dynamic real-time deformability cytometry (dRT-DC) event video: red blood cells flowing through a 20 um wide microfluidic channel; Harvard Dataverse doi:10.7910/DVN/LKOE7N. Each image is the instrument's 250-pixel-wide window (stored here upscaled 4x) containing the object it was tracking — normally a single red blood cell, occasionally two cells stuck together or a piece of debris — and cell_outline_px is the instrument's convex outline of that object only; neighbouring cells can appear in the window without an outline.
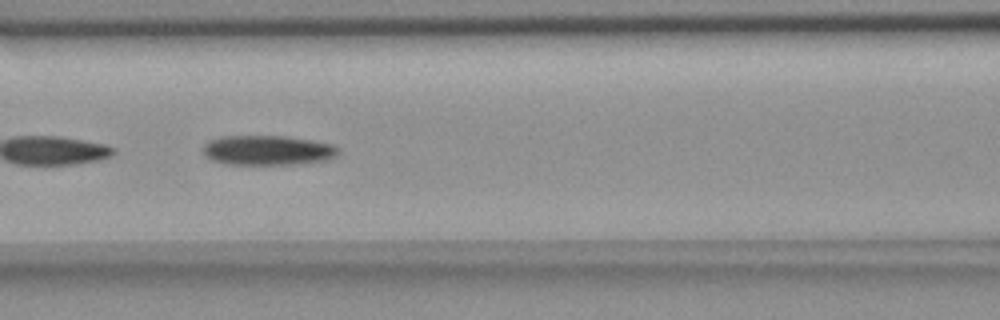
{"species": "common noctule bat (a hibernating species)", "species_latin": "Nyctalus noctula", "temperature_condition": "room temperature", "stored_images_in_passage": 9, "camera_frame_rate_fps": 3000, "um_per_image_px": 0.085, "animal": {"sex": "female", "body_mass_g": 18.4}, "frame": {"image": 1, "passage_image": 6, "time_ms": 5.667, "image_size_px": [1000, 320], "cell_outline_px": [[340, 152], [332, 160], [300, 164], [228, 164], [212, 160], [204, 156], [200, 148], [208, 140], [220, 136], [288, 136], [312, 140], [332, 144], [340, 148]], "centroid_in_image_um": [22.77, 12.77], "position_along_channel_um": 143.8, "area_um2": 24.04}}
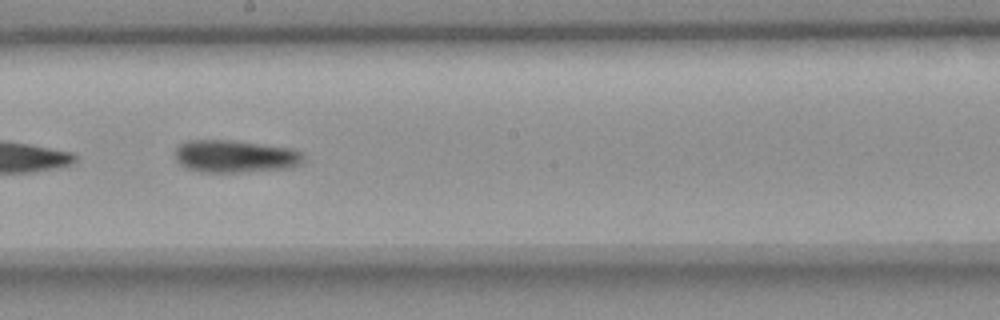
{"frame": {"image": 2, "passage_image": 8, "time_ms": 8.0, "image_size_px": [1000, 320], "cell_outline_px": [[304, 160], [300, 164], [292, 168], [240, 172], [200, 172], [184, 168], [176, 160], [176, 148], [180, 144], [188, 140], [232, 140], [292, 148], [300, 152], [304, 156]], "centroid_in_image_um": [19.99, 13.29], "position_along_channel_um": 228.2, "area_um2": 24.51}}
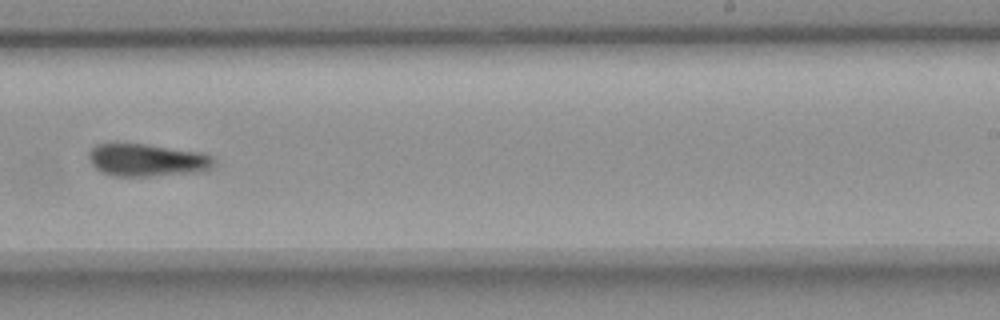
{"frame": {"image": 3, "passage_image": 9, "time_ms": 9.333, "image_size_px": [1000, 320], "cell_outline_px": [[216, 164], [200, 172], [148, 176], [112, 176], [96, 168], [92, 164], [88, 156], [88, 152], [96, 144], [148, 144], [200, 152], [212, 156], [216, 160]], "centroid_in_image_um": [12.52, 13.61], "position_along_channel_um": 276.5, "area_um2": 23.7}}